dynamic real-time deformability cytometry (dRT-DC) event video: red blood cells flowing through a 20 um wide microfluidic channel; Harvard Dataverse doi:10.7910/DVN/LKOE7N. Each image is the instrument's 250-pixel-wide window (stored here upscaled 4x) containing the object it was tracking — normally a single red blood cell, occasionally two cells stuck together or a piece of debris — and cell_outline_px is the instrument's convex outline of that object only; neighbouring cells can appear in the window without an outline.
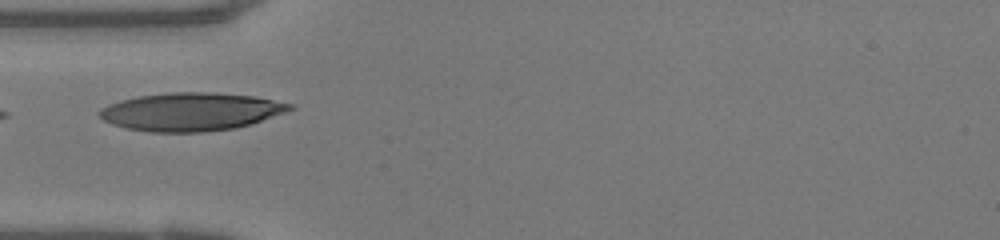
{"species": "human", "species_latin": "Homo sapiens", "temperature_condition": "warm", "stored_images_in_passage": 35, "camera_frame_rate_fps": 3000, "um_per_image_px": 0.085, "donor": {"sex": "female"}, "frame": {"image": 1, "passage_image": 1, "time_ms": 0.0, "image_size_px": [1000, 240], "cell_outline_px": [[296, 108], [288, 112], [248, 124], [232, 128], [204, 132], [148, 132], [128, 128], [112, 124], [104, 120], [96, 112], [100, 108], [108, 104], [120, 100], [136, 96], [168, 92], [204, 92], [256, 96], [292, 104]], "centroid_in_image_um": [16.2, 9.49], "position_along_channel_um": 68.8, "area_um2": 42.31}}
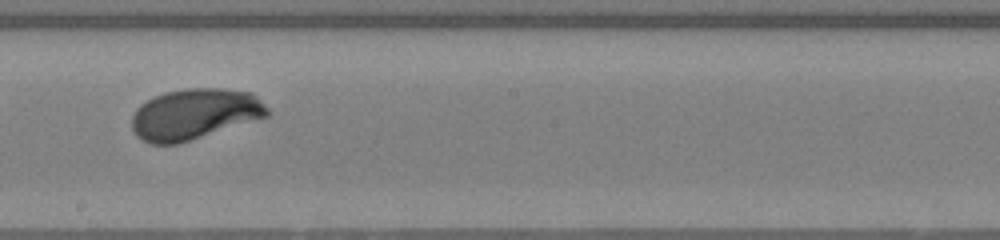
{"frame": {"image": 2, "passage_image": 13, "time_ms": 4.0, "image_size_px": [1000, 240], "cell_outline_px": [[268, 116], [180, 144], [152, 144], [136, 136], [132, 128], [132, 116], [136, 108], [140, 104], [164, 92], [184, 88], [224, 88], [252, 92], [268, 108]], "centroid_in_image_um": [16.53, 9.7], "position_along_channel_um": 231.7, "area_um2": 40.29}}
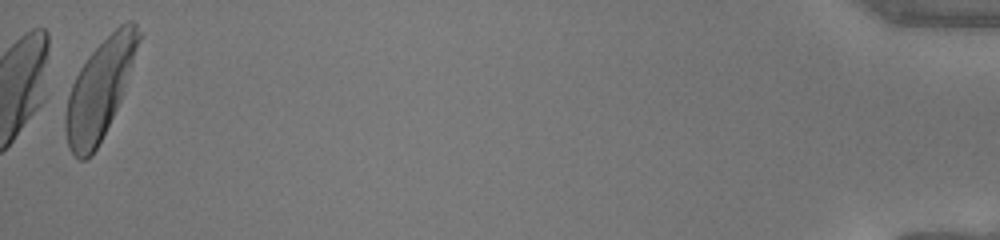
{"frame": {"image": 3, "passage_image": 35, "time_ms": 11.333, "image_size_px": [1000, 240], "cell_outline_px": [[140, 40], [120, 100], [92, 156], [88, 160], [80, 160], [68, 148], [64, 128], [64, 96], [80, 68], [88, 56], [120, 24], [128, 20], [132, 20], [136, 24], [140, 32]], "centroid_in_image_um": [8.4, 7.62], "position_along_channel_um": 426.8, "area_um2": 41.56}}